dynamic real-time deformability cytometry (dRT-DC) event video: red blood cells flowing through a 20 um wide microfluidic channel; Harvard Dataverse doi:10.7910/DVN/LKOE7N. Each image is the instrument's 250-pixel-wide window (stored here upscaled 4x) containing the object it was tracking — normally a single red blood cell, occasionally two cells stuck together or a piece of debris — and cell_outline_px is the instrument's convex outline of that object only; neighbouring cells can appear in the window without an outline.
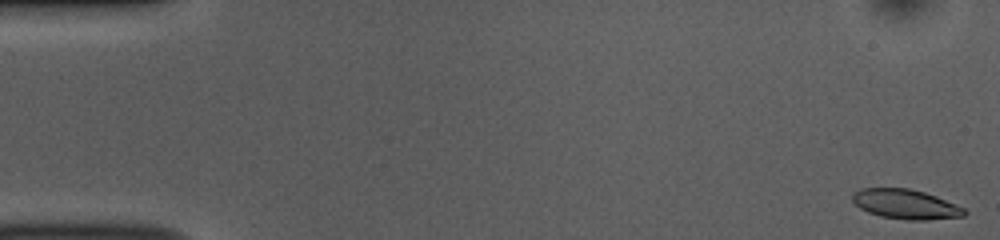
{"species": "common noctule bat (a hibernating species)", "species_latin": "Nyctalus noctula", "temperature_condition": "room temperature", "stored_images_in_passage": 52, "camera_frame_rate_fps": 3000, "um_per_image_px": 0.085, "animal": {"sex": "female", "body_mass_g": 10.0, "forearm_length_mm": 53.1}, "frame": {"image": 1, "passage_image": 1, "time_ms": 0.0, "image_size_px": [1000, 240], "cell_outline_px": [[968, 212], [964, 216], [924, 220], [908, 220], [880, 216], [868, 212], [860, 208], [852, 200], [852, 192], [860, 188], [908, 188], [924, 192], [936, 196], [956, 204], [964, 208]], "centroid_in_image_um": [76.97, 17.35], "position_along_channel_um": 8.0, "area_um2": 19.36}}
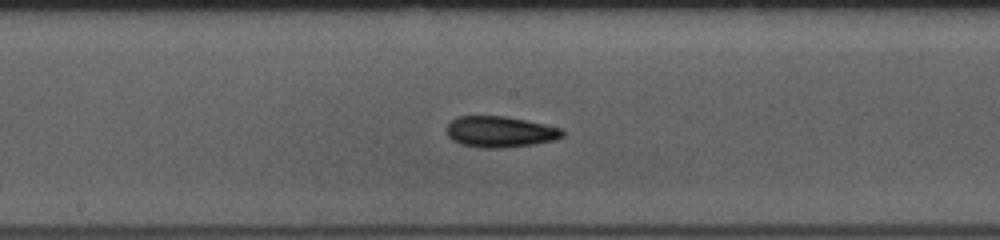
{"frame": {"image": 2, "passage_image": 27, "time_ms": 8.667, "image_size_px": [1000, 240], "cell_outline_px": [[564, 136], [556, 140], [532, 144], [496, 148], [484, 148], [460, 144], [452, 140], [448, 136], [448, 124], [456, 116], [504, 116], [564, 128]], "centroid_in_image_um": [42.53, 11.2], "position_along_channel_um": 205.7, "area_um2": 20.87}}
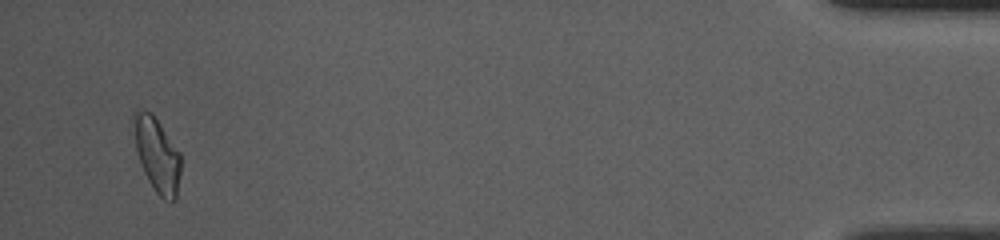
{"frame": {"image": 3, "passage_image": 50, "time_ms": 16.333, "image_size_px": [1000, 240], "cell_outline_px": [[180, 172], [176, 200], [164, 200], [156, 192], [148, 180], [140, 164], [136, 148], [132, 116], [132, 112], [140, 108], [152, 112], [180, 152]], "centroid_in_image_um": [13.33, 13.11], "position_along_channel_um": 421.9, "area_um2": 20.46}, "authors_computed_cell_mechanics": {"area_um2": 20.1722, "velocity_mm_per_s": 3.8493, "shape_relaxation_time_tau1_ms": 7.8119, "shape_relaxation_time_tau2_ms": 3.4717, "deformation_change_tau1": 0.162, "deformation_change_tau2": 0.0989}}